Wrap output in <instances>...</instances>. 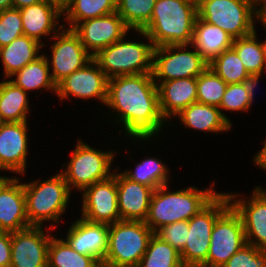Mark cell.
<instances>
[{
	"instance_id": "cell-46",
	"label": "cell",
	"mask_w": 266,
	"mask_h": 267,
	"mask_svg": "<svg viewBox=\"0 0 266 267\" xmlns=\"http://www.w3.org/2000/svg\"><path fill=\"white\" fill-rule=\"evenodd\" d=\"M13 8L12 0H0V11Z\"/></svg>"
},
{
	"instance_id": "cell-20",
	"label": "cell",
	"mask_w": 266,
	"mask_h": 267,
	"mask_svg": "<svg viewBox=\"0 0 266 267\" xmlns=\"http://www.w3.org/2000/svg\"><path fill=\"white\" fill-rule=\"evenodd\" d=\"M18 178H8L0 187V231L16 232L29 227L25 192Z\"/></svg>"
},
{
	"instance_id": "cell-9",
	"label": "cell",
	"mask_w": 266,
	"mask_h": 267,
	"mask_svg": "<svg viewBox=\"0 0 266 267\" xmlns=\"http://www.w3.org/2000/svg\"><path fill=\"white\" fill-rule=\"evenodd\" d=\"M113 157V152L97 151L79 140L67 169L61 173L70 190L73 186L82 191L113 175L109 171Z\"/></svg>"
},
{
	"instance_id": "cell-50",
	"label": "cell",
	"mask_w": 266,
	"mask_h": 267,
	"mask_svg": "<svg viewBox=\"0 0 266 267\" xmlns=\"http://www.w3.org/2000/svg\"><path fill=\"white\" fill-rule=\"evenodd\" d=\"M262 46H263V50H264V56L266 59V41L264 43H262Z\"/></svg>"
},
{
	"instance_id": "cell-33",
	"label": "cell",
	"mask_w": 266,
	"mask_h": 267,
	"mask_svg": "<svg viewBox=\"0 0 266 267\" xmlns=\"http://www.w3.org/2000/svg\"><path fill=\"white\" fill-rule=\"evenodd\" d=\"M157 0H116V12L129 29L143 30L152 17Z\"/></svg>"
},
{
	"instance_id": "cell-21",
	"label": "cell",
	"mask_w": 266,
	"mask_h": 267,
	"mask_svg": "<svg viewBox=\"0 0 266 267\" xmlns=\"http://www.w3.org/2000/svg\"><path fill=\"white\" fill-rule=\"evenodd\" d=\"M118 209L121 220L145 221L154 189L116 174Z\"/></svg>"
},
{
	"instance_id": "cell-44",
	"label": "cell",
	"mask_w": 266,
	"mask_h": 267,
	"mask_svg": "<svg viewBox=\"0 0 266 267\" xmlns=\"http://www.w3.org/2000/svg\"><path fill=\"white\" fill-rule=\"evenodd\" d=\"M263 149L258 152V154L255 156V163L256 165H259L261 168L266 170V142H264Z\"/></svg>"
},
{
	"instance_id": "cell-41",
	"label": "cell",
	"mask_w": 266,
	"mask_h": 267,
	"mask_svg": "<svg viewBox=\"0 0 266 267\" xmlns=\"http://www.w3.org/2000/svg\"><path fill=\"white\" fill-rule=\"evenodd\" d=\"M11 265V232L0 231V267Z\"/></svg>"
},
{
	"instance_id": "cell-7",
	"label": "cell",
	"mask_w": 266,
	"mask_h": 267,
	"mask_svg": "<svg viewBox=\"0 0 266 267\" xmlns=\"http://www.w3.org/2000/svg\"><path fill=\"white\" fill-rule=\"evenodd\" d=\"M230 203L226 193H219L206 207L188 220L187 242L180 252L184 267H207L214 223Z\"/></svg>"
},
{
	"instance_id": "cell-28",
	"label": "cell",
	"mask_w": 266,
	"mask_h": 267,
	"mask_svg": "<svg viewBox=\"0 0 266 267\" xmlns=\"http://www.w3.org/2000/svg\"><path fill=\"white\" fill-rule=\"evenodd\" d=\"M49 61L46 55H40L34 61L28 63L21 70L15 72L16 80H12L16 86L21 87L25 92L28 90L47 88L57 91V85L49 73Z\"/></svg>"
},
{
	"instance_id": "cell-2",
	"label": "cell",
	"mask_w": 266,
	"mask_h": 267,
	"mask_svg": "<svg viewBox=\"0 0 266 267\" xmlns=\"http://www.w3.org/2000/svg\"><path fill=\"white\" fill-rule=\"evenodd\" d=\"M197 7L185 0H157L148 25L138 32L154 47L162 45H190Z\"/></svg>"
},
{
	"instance_id": "cell-43",
	"label": "cell",
	"mask_w": 266,
	"mask_h": 267,
	"mask_svg": "<svg viewBox=\"0 0 266 267\" xmlns=\"http://www.w3.org/2000/svg\"><path fill=\"white\" fill-rule=\"evenodd\" d=\"M263 4L262 6H260V9H256V18L260 19L263 23V25L266 26V0H258L256 5H260Z\"/></svg>"
},
{
	"instance_id": "cell-23",
	"label": "cell",
	"mask_w": 266,
	"mask_h": 267,
	"mask_svg": "<svg viewBox=\"0 0 266 267\" xmlns=\"http://www.w3.org/2000/svg\"><path fill=\"white\" fill-rule=\"evenodd\" d=\"M156 85L159 108L164 119L177 116L190 104L197 102V78L174 79Z\"/></svg>"
},
{
	"instance_id": "cell-30",
	"label": "cell",
	"mask_w": 266,
	"mask_h": 267,
	"mask_svg": "<svg viewBox=\"0 0 266 267\" xmlns=\"http://www.w3.org/2000/svg\"><path fill=\"white\" fill-rule=\"evenodd\" d=\"M99 264L96 258L75 251L65 240L51 238L47 267H98Z\"/></svg>"
},
{
	"instance_id": "cell-15",
	"label": "cell",
	"mask_w": 266,
	"mask_h": 267,
	"mask_svg": "<svg viewBox=\"0 0 266 267\" xmlns=\"http://www.w3.org/2000/svg\"><path fill=\"white\" fill-rule=\"evenodd\" d=\"M87 51L95 56L100 50L125 37L129 28L122 17L114 12L109 15L84 20L72 29Z\"/></svg>"
},
{
	"instance_id": "cell-37",
	"label": "cell",
	"mask_w": 266,
	"mask_h": 267,
	"mask_svg": "<svg viewBox=\"0 0 266 267\" xmlns=\"http://www.w3.org/2000/svg\"><path fill=\"white\" fill-rule=\"evenodd\" d=\"M23 34L19 9L11 8L0 11V48L10 44Z\"/></svg>"
},
{
	"instance_id": "cell-35",
	"label": "cell",
	"mask_w": 266,
	"mask_h": 267,
	"mask_svg": "<svg viewBox=\"0 0 266 267\" xmlns=\"http://www.w3.org/2000/svg\"><path fill=\"white\" fill-rule=\"evenodd\" d=\"M123 174L130 180L147 185L154 190L168 185V168L155 157L144 159L138 163L135 171H125Z\"/></svg>"
},
{
	"instance_id": "cell-18",
	"label": "cell",
	"mask_w": 266,
	"mask_h": 267,
	"mask_svg": "<svg viewBox=\"0 0 266 267\" xmlns=\"http://www.w3.org/2000/svg\"><path fill=\"white\" fill-rule=\"evenodd\" d=\"M27 122H0V169L25 173Z\"/></svg>"
},
{
	"instance_id": "cell-14",
	"label": "cell",
	"mask_w": 266,
	"mask_h": 267,
	"mask_svg": "<svg viewBox=\"0 0 266 267\" xmlns=\"http://www.w3.org/2000/svg\"><path fill=\"white\" fill-rule=\"evenodd\" d=\"M52 236L42 226H29L11 232L10 267H47L48 246Z\"/></svg>"
},
{
	"instance_id": "cell-49",
	"label": "cell",
	"mask_w": 266,
	"mask_h": 267,
	"mask_svg": "<svg viewBox=\"0 0 266 267\" xmlns=\"http://www.w3.org/2000/svg\"><path fill=\"white\" fill-rule=\"evenodd\" d=\"M8 179V177H2L0 176V187L1 185Z\"/></svg>"
},
{
	"instance_id": "cell-25",
	"label": "cell",
	"mask_w": 266,
	"mask_h": 267,
	"mask_svg": "<svg viewBox=\"0 0 266 267\" xmlns=\"http://www.w3.org/2000/svg\"><path fill=\"white\" fill-rule=\"evenodd\" d=\"M178 117L186 127L197 130L220 132L231 128V122L218 107L200 102L190 104Z\"/></svg>"
},
{
	"instance_id": "cell-1",
	"label": "cell",
	"mask_w": 266,
	"mask_h": 267,
	"mask_svg": "<svg viewBox=\"0 0 266 267\" xmlns=\"http://www.w3.org/2000/svg\"><path fill=\"white\" fill-rule=\"evenodd\" d=\"M152 73L108 79L106 106L119 112L126 134L148 139L165 121L159 108L158 89Z\"/></svg>"
},
{
	"instance_id": "cell-27",
	"label": "cell",
	"mask_w": 266,
	"mask_h": 267,
	"mask_svg": "<svg viewBox=\"0 0 266 267\" xmlns=\"http://www.w3.org/2000/svg\"><path fill=\"white\" fill-rule=\"evenodd\" d=\"M27 92L11 81L0 83V122H27Z\"/></svg>"
},
{
	"instance_id": "cell-12",
	"label": "cell",
	"mask_w": 266,
	"mask_h": 267,
	"mask_svg": "<svg viewBox=\"0 0 266 267\" xmlns=\"http://www.w3.org/2000/svg\"><path fill=\"white\" fill-rule=\"evenodd\" d=\"M82 219L99 224L121 220L118 209L116 174L83 190Z\"/></svg>"
},
{
	"instance_id": "cell-34",
	"label": "cell",
	"mask_w": 266,
	"mask_h": 267,
	"mask_svg": "<svg viewBox=\"0 0 266 267\" xmlns=\"http://www.w3.org/2000/svg\"><path fill=\"white\" fill-rule=\"evenodd\" d=\"M208 67L227 84L241 83L249 75L232 47L213 58Z\"/></svg>"
},
{
	"instance_id": "cell-45",
	"label": "cell",
	"mask_w": 266,
	"mask_h": 267,
	"mask_svg": "<svg viewBox=\"0 0 266 267\" xmlns=\"http://www.w3.org/2000/svg\"><path fill=\"white\" fill-rule=\"evenodd\" d=\"M42 0H12L13 8L21 9L41 2Z\"/></svg>"
},
{
	"instance_id": "cell-3",
	"label": "cell",
	"mask_w": 266,
	"mask_h": 267,
	"mask_svg": "<svg viewBox=\"0 0 266 267\" xmlns=\"http://www.w3.org/2000/svg\"><path fill=\"white\" fill-rule=\"evenodd\" d=\"M167 185L155 189L146 220L154 233L161 227L177 221L189 220L206 207L219 193L212 188L199 190L195 187L167 192Z\"/></svg>"
},
{
	"instance_id": "cell-6",
	"label": "cell",
	"mask_w": 266,
	"mask_h": 267,
	"mask_svg": "<svg viewBox=\"0 0 266 267\" xmlns=\"http://www.w3.org/2000/svg\"><path fill=\"white\" fill-rule=\"evenodd\" d=\"M123 39L124 37L93 56L108 79L152 73L154 45L124 42Z\"/></svg>"
},
{
	"instance_id": "cell-10",
	"label": "cell",
	"mask_w": 266,
	"mask_h": 267,
	"mask_svg": "<svg viewBox=\"0 0 266 267\" xmlns=\"http://www.w3.org/2000/svg\"><path fill=\"white\" fill-rule=\"evenodd\" d=\"M187 45H162L154 48L152 75L155 79L170 81L181 78H197L209 63L195 49L187 50ZM180 51H177L179 50ZM173 50L175 52H173Z\"/></svg>"
},
{
	"instance_id": "cell-36",
	"label": "cell",
	"mask_w": 266,
	"mask_h": 267,
	"mask_svg": "<svg viewBox=\"0 0 266 267\" xmlns=\"http://www.w3.org/2000/svg\"><path fill=\"white\" fill-rule=\"evenodd\" d=\"M227 86L222 78L207 67L197 77V102L219 108Z\"/></svg>"
},
{
	"instance_id": "cell-13",
	"label": "cell",
	"mask_w": 266,
	"mask_h": 267,
	"mask_svg": "<svg viewBox=\"0 0 266 267\" xmlns=\"http://www.w3.org/2000/svg\"><path fill=\"white\" fill-rule=\"evenodd\" d=\"M57 35L52 37L58 40L52 45L51 56V67H53L51 77L56 85L93 59L72 29L64 30Z\"/></svg>"
},
{
	"instance_id": "cell-39",
	"label": "cell",
	"mask_w": 266,
	"mask_h": 267,
	"mask_svg": "<svg viewBox=\"0 0 266 267\" xmlns=\"http://www.w3.org/2000/svg\"><path fill=\"white\" fill-rule=\"evenodd\" d=\"M188 231V221L184 220L161 227L154 234L181 252L186 245Z\"/></svg>"
},
{
	"instance_id": "cell-51",
	"label": "cell",
	"mask_w": 266,
	"mask_h": 267,
	"mask_svg": "<svg viewBox=\"0 0 266 267\" xmlns=\"http://www.w3.org/2000/svg\"><path fill=\"white\" fill-rule=\"evenodd\" d=\"M57 1L63 4L66 0H57Z\"/></svg>"
},
{
	"instance_id": "cell-17",
	"label": "cell",
	"mask_w": 266,
	"mask_h": 267,
	"mask_svg": "<svg viewBox=\"0 0 266 267\" xmlns=\"http://www.w3.org/2000/svg\"><path fill=\"white\" fill-rule=\"evenodd\" d=\"M227 195L230 205L242 219L246 243L266 250V191L261 187H256L250 201H233L238 195ZM252 238L256 240L253 241Z\"/></svg>"
},
{
	"instance_id": "cell-19",
	"label": "cell",
	"mask_w": 266,
	"mask_h": 267,
	"mask_svg": "<svg viewBox=\"0 0 266 267\" xmlns=\"http://www.w3.org/2000/svg\"><path fill=\"white\" fill-rule=\"evenodd\" d=\"M108 233L109 225L80 218L71 225L66 242L78 253L92 256L101 263L108 248Z\"/></svg>"
},
{
	"instance_id": "cell-5",
	"label": "cell",
	"mask_w": 266,
	"mask_h": 267,
	"mask_svg": "<svg viewBox=\"0 0 266 267\" xmlns=\"http://www.w3.org/2000/svg\"><path fill=\"white\" fill-rule=\"evenodd\" d=\"M23 187L29 226H41L44 220L59 221L70 196V189L62 173L42 183H25Z\"/></svg>"
},
{
	"instance_id": "cell-31",
	"label": "cell",
	"mask_w": 266,
	"mask_h": 267,
	"mask_svg": "<svg viewBox=\"0 0 266 267\" xmlns=\"http://www.w3.org/2000/svg\"><path fill=\"white\" fill-rule=\"evenodd\" d=\"M137 267H184L180 252L153 234Z\"/></svg>"
},
{
	"instance_id": "cell-22",
	"label": "cell",
	"mask_w": 266,
	"mask_h": 267,
	"mask_svg": "<svg viewBox=\"0 0 266 267\" xmlns=\"http://www.w3.org/2000/svg\"><path fill=\"white\" fill-rule=\"evenodd\" d=\"M19 11L24 35L41 42V36H46L52 31L58 32V28L55 27L57 19L63 14V4L57 0H42Z\"/></svg>"
},
{
	"instance_id": "cell-29",
	"label": "cell",
	"mask_w": 266,
	"mask_h": 267,
	"mask_svg": "<svg viewBox=\"0 0 266 267\" xmlns=\"http://www.w3.org/2000/svg\"><path fill=\"white\" fill-rule=\"evenodd\" d=\"M114 12H116V0H66L63 3V14L70 22L69 29H73L81 20L97 18Z\"/></svg>"
},
{
	"instance_id": "cell-11",
	"label": "cell",
	"mask_w": 266,
	"mask_h": 267,
	"mask_svg": "<svg viewBox=\"0 0 266 267\" xmlns=\"http://www.w3.org/2000/svg\"><path fill=\"white\" fill-rule=\"evenodd\" d=\"M210 238L207 267H222L246 244L242 219L231 205L215 221Z\"/></svg>"
},
{
	"instance_id": "cell-26",
	"label": "cell",
	"mask_w": 266,
	"mask_h": 267,
	"mask_svg": "<svg viewBox=\"0 0 266 267\" xmlns=\"http://www.w3.org/2000/svg\"><path fill=\"white\" fill-rule=\"evenodd\" d=\"M43 45V43L23 34L10 44L1 47L0 57L4 64L5 79L12 77L15 72L37 59L39 57L37 53Z\"/></svg>"
},
{
	"instance_id": "cell-32",
	"label": "cell",
	"mask_w": 266,
	"mask_h": 267,
	"mask_svg": "<svg viewBox=\"0 0 266 267\" xmlns=\"http://www.w3.org/2000/svg\"><path fill=\"white\" fill-rule=\"evenodd\" d=\"M256 39L254 31L247 36L234 39L232 45L249 74L261 73L264 68L266 69L263 46Z\"/></svg>"
},
{
	"instance_id": "cell-16",
	"label": "cell",
	"mask_w": 266,
	"mask_h": 267,
	"mask_svg": "<svg viewBox=\"0 0 266 267\" xmlns=\"http://www.w3.org/2000/svg\"><path fill=\"white\" fill-rule=\"evenodd\" d=\"M107 89L108 77L92 59L84 67L63 79L57 85L56 94L61 100L73 95L83 99L97 98L106 103Z\"/></svg>"
},
{
	"instance_id": "cell-42",
	"label": "cell",
	"mask_w": 266,
	"mask_h": 267,
	"mask_svg": "<svg viewBox=\"0 0 266 267\" xmlns=\"http://www.w3.org/2000/svg\"><path fill=\"white\" fill-rule=\"evenodd\" d=\"M261 76V73L249 74L242 82L244 89L248 92L250 103L253 101L254 88H256L257 82Z\"/></svg>"
},
{
	"instance_id": "cell-40",
	"label": "cell",
	"mask_w": 266,
	"mask_h": 267,
	"mask_svg": "<svg viewBox=\"0 0 266 267\" xmlns=\"http://www.w3.org/2000/svg\"><path fill=\"white\" fill-rule=\"evenodd\" d=\"M251 106L248 92L241 83L228 84L219 109L246 111Z\"/></svg>"
},
{
	"instance_id": "cell-47",
	"label": "cell",
	"mask_w": 266,
	"mask_h": 267,
	"mask_svg": "<svg viewBox=\"0 0 266 267\" xmlns=\"http://www.w3.org/2000/svg\"><path fill=\"white\" fill-rule=\"evenodd\" d=\"M98 267H126V266H116V265H112V264H109L107 262H101Z\"/></svg>"
},
{
	"instance_id": "cell-38",
	"label": "cell",
	"mask_w": 266,
	"mask_h": 267,
	"mask_svg": "<svg viewBox=\"0 0 266 267\" xmlns=\"http://www.w3.org/2000/svg\"><path fill=\"white\" fill-rule=\"evenodd\" d=\"M222 267H266V250L246 243Z\"/></svg>"
},
{
	"instance_id": "cell-48",
	"label": "cell",
	"mask_w": 266,
	"mask_h": 267,
	"mask_svg": "<svg viewBox=\"0 0 266 267\" xmlns=\"http://www.w3.org/2000/svg\"><path fill=\"white\" fill-rule=\"evenodd\" d=\"M185 1L194 4L196 7H198L202 2V0H185Z\"/></svg>"
},
{
	"instance_id": "cell-24",
	"label": "cell",
	"mask_w": 266,
	"mask_h": 267,
	"mask_svg": "<svg viewBox=\"0 0 266 267\" xmlns=\"http://www.w3.org/2000/svg\"><path fill=\"white\" fill-rule=\"evenodd\" d=\"M233 41L234 38L223 29L209 24L197 16L191 45L208 63L224 50L231 48Z\"/></svg>"
},
{
	"instance_id": "cell-4",
	"label": "cell",
	"mask_w": 266,
	"mask_h": 267,
	"mask_svg": "<svg viewBox=\"0 0 266 267\" xmlns=\"http://www.w3.org/2000/svg\"><path fill=\"white\" fill-rule=\"evenodd\" d=\"M153 234L154 231L144 221L119 220L110 224L103 262L137 267Z\"/></svg>"
},
{
	"instance_id": "cell-8",
	"label": "cell",
	"mask_w": 266,
	"mask_h": 267,
	"mask_svg": "<svg viewBox=\"0 0 266 267\" xmlns=\"http://www.w3.org/2000/svg\"><path fill=\"white\" fill-rule=\"evenodd\" d=\"M254 4L257 3L253 0H202L197 12L200 19L236 39L255 31L253 17L258 6Z\"/></svg>"
}]
</instances>
